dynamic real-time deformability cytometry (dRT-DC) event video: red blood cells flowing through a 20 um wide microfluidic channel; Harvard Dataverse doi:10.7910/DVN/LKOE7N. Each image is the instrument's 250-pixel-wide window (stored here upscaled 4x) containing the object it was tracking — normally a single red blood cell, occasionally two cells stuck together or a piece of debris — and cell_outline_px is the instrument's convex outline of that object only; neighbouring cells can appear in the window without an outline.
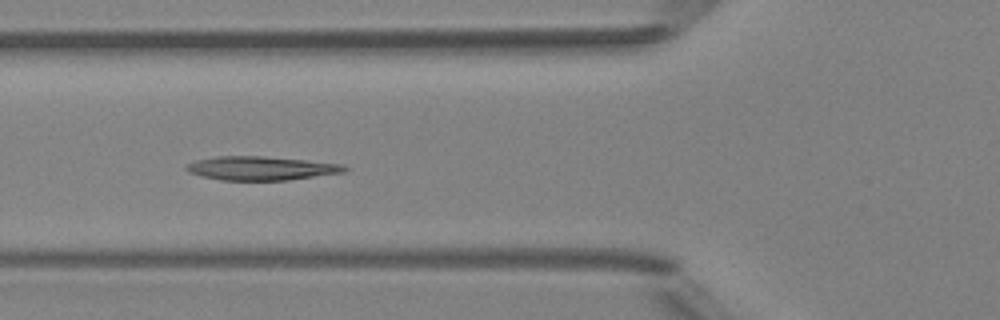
{"species": "Egyptian fruit bat (a non-hibernating species)", "species_latin": "Rousettus aegyptiacus", "temperature_condition": "room temperature", "stored_images_in_passage": 7, "camera_frame_rate_fps": 3000, "um_per_image_px": 0.085, "animal": {"sex": "female"}, "frame": {"image": 1, "passage_image": 5, "time_ms": 4.667, "image_size_px": [1000, 320], "cell_outline_px": [[348, 168], [344, 172], [288, 180], [220, 180], [200, 176], [188, 172], [184, 168], [188, 164], [196, 160], [216, 156], [260, 156], [304, 160], [344, 164]], "centroid_in_image_um": [22.16, 14.3], "position_along_channel_um": 103.6, "area_um2": 21.85}}
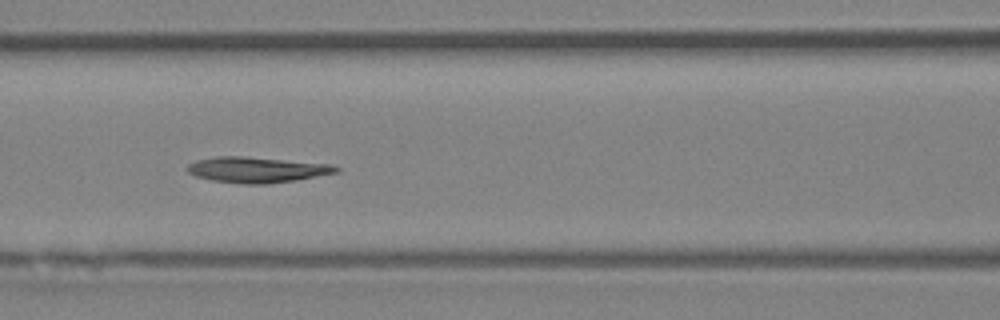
{"frame": {"image": 2, "passage_image": 6, "time_ms": 5.667, "image_size_px": [1000, 320], "cell_outline_px": [[340, 172], [296, 180], [268, 184], [244, 184], [212, 180], [196, 176], [188, 172], [184, 168], [188, 164], [196, 160], [216, 156], [244, 156], [332, 164], [340, 168]], "centroid_in_image_um": [21.84, 14.42], "position_along_channel_um": 144.8, "area_um2": 22.43}}
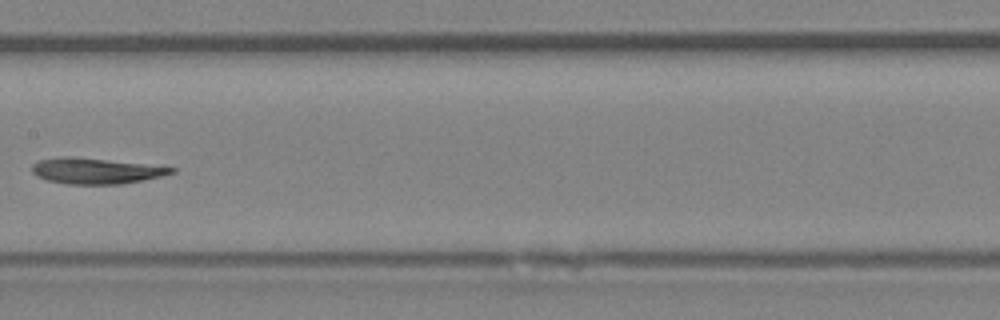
{"frame": {"image": 3, "passage_image": 7, "time_ms": 7.0, "image_size_px": [1000, 320], "cell_outline_px": [[176, 172], [160, 176], [120, 184], [68, 184], [44, 180], [36, 176], [32, 172], [32, 164], [40, 160], [64, 156], [68, 156], [144, 164], [176, 168]], "centroid_in_image_um": [8.08, 14.53], "position_along_channel_um": 199.3, "area_um2": 20.63}}